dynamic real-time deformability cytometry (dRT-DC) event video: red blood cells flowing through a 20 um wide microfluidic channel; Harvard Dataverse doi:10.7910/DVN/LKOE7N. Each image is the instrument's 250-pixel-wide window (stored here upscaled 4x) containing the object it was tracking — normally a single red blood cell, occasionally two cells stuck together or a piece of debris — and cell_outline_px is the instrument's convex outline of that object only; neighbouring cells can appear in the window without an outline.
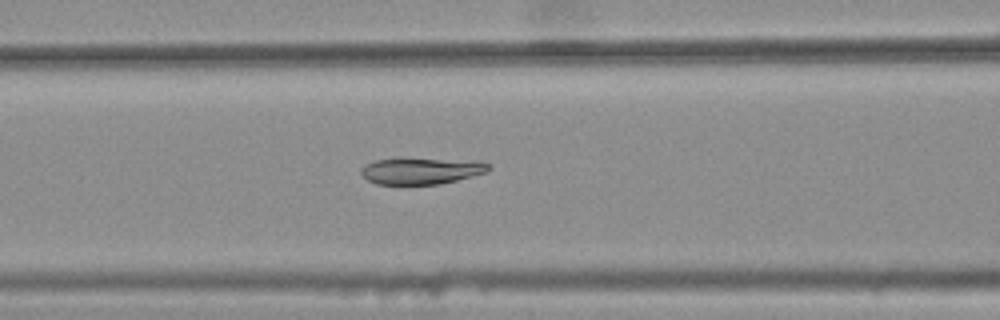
{"species": "common noctule bat (a hibernating species)", "species_latin": "Nyctalus noctula", "temperature_condition": "warm", "stored_images_in_passage": 46, "camera_frame_rate_fps": 3000, "um_per_image_px": 0.085, "animal": {"sex": "female", "body_mass_g": 25.1}, "frame": {"image": 1, "passage_image": 22, "time_ms": 7.0, "image_size_px": [1000, 320], "cell_outline_px": [[488, 172], [440, 184], [376, 184], [368, 180], [360, 172], [360, 168], [376, 160], [400, 156], [480, 160], [488, 164]], "centroid_in_image_um": [35.82, 14.47], "position_along_channel_um": 130.8, "area_um2": 20.46}}
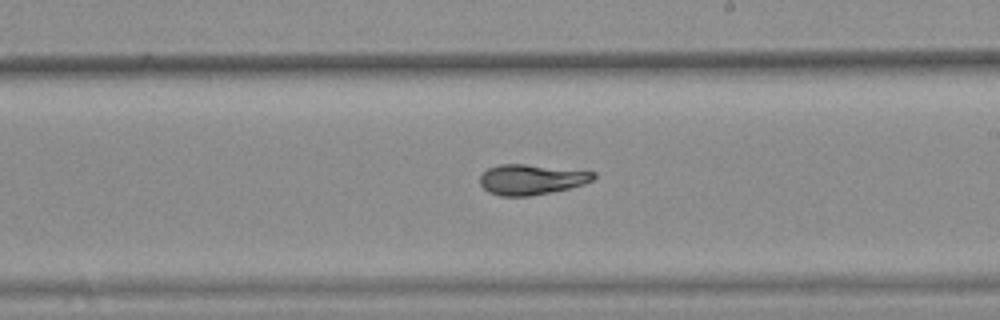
{"frame": {"image": 2, "passage_image": 31, "time_ms": 10.0, "image_size_px": [1000, 320], "cell_outline_px": [[596, 176], [592, 180], [584, 184], [568, 188], [528, 196], [500, 196], [488, 192], [480, 184], [480, 176], [488, 168], [500, 164], [524, 164], [596, 172]], "centroid_in_image_um": [45.14, 15.25], "position_along_channel_um": 243.9, "area_um2": 19.83}}
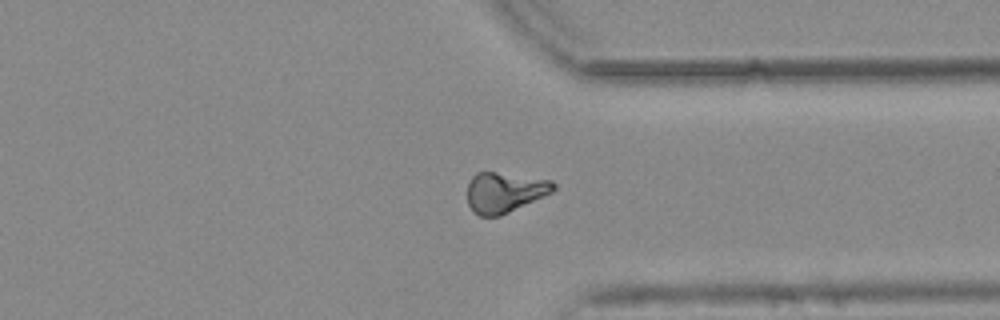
{"frame": {"image": 3, "passage_image": 41, "time_ms": 13.333, "image_size_px": [1000, 320], "cell_outline_px": [[556, 188], [552, 192], [544, 196], [500, 216], [480, 216], [472, 212], [468, 204], [468, 184], [472, 176], [476, 172], [496, 172], [552, 180], [556, 184]], "centroid_in_image_um": [42.88, 16.35], "position_along_channel_um": 368.5, "area_um2": 20.23}}